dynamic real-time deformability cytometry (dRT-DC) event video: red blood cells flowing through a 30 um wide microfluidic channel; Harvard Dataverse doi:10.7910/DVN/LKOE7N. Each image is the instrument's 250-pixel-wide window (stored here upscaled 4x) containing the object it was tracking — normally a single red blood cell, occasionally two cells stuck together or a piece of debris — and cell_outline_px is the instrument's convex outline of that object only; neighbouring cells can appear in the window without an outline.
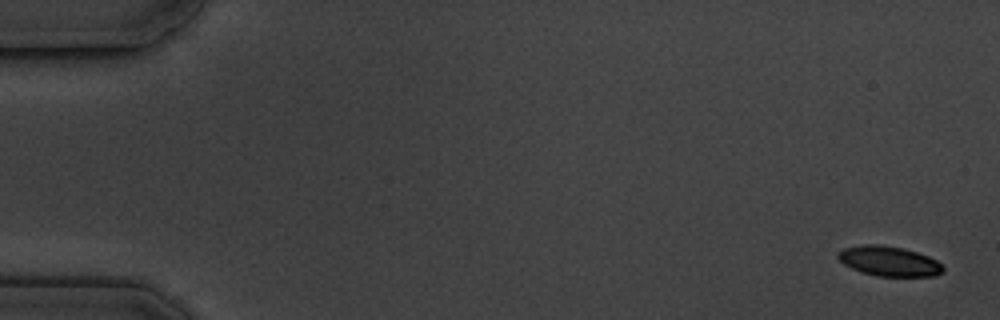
{"species": "common noctule bat (a hibernating species)", "species_latin": "Nyctalus noctula", "temperature_condition": "cold", "stored_images_in_passage": 6, "camera_frame_rate_fps": 3000, "um_per_image_px": 0.085, "animal": {"sex": "male", "body_mass_g": 19.5, "forearm_length_mm": 54.6}, "frame": {"image": 1, "passage_image": 1, "time_ms": 0.0, "image_size_px": [1000, 320], "cell_outline_px": [[944, 272], [936, 276], [876, 276], [860, 272], [844, 264], [836, 256], [844, 248], [864, 244], [880, 244], [904, 248], [928, 256], [936, 260], [944, 268]], "centroid_in_image_um": [75.58, 22.2], "position_along_channel_um": 9.4, "area_um2": 18.32}}